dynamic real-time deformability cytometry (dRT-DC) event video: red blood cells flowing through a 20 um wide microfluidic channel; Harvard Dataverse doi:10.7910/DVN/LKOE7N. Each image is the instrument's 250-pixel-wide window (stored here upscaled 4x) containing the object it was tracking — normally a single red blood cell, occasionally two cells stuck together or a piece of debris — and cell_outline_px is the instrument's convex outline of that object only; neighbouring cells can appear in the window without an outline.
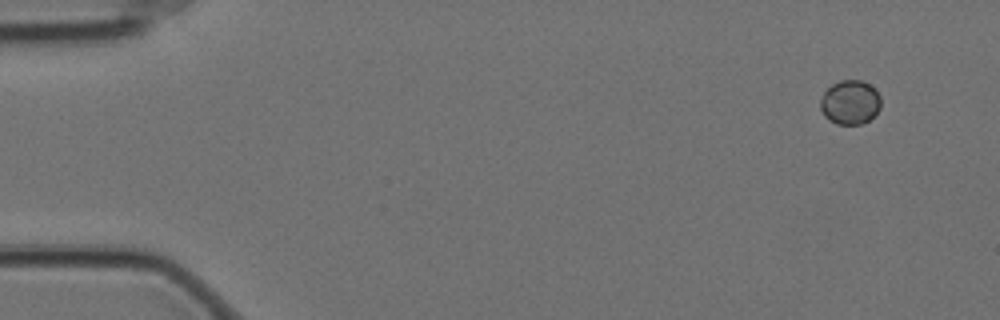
{"species": "Egyptian fruit bat (a non-hibernating species)", "species_latin": "Rousettus aegyptiacus", "temperature_condition": "cold", "stored_images_in_passage": 55, "camera_frame_rate_fps": 3000, "um_per_image_px": 0.085, "animal": {"sex": "female"}, "frame": {"image": 1, "passage_image": 1, "time_ms": 0.0, "image_size_px": [1000, 320], "cell_outline_px": [[880, 108], [864, 124], [836, 124], [828, 120], [824, 116], [820, 108], [820, 100], [824, 92], [832, 84], [840, 80], [860, 80], [868, 84], [880, 96]], "centroid_in_image_um": [72.22, 8.71], "position_along_channel_um": 12.8, "area_um2": 15.49}}
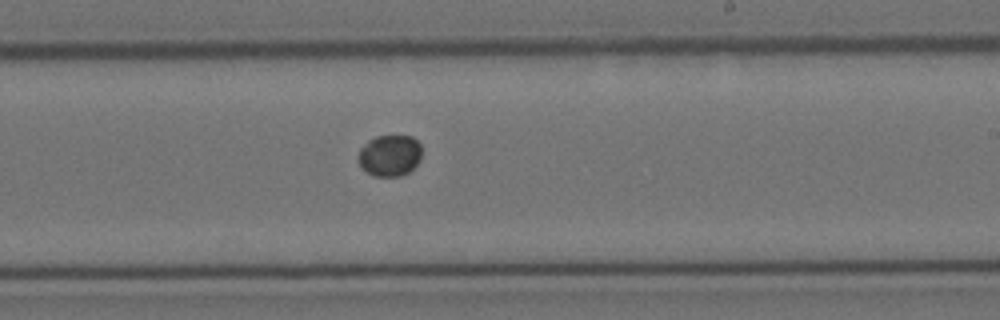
{"frame": {"image": 2, "passage_image": 32, "time_ms": 10.333, "image_size_px": [1000, 320], "cell_outline_px": [[420, 160], [408, 172], [400, 176], [376, 176], [368, 172], [360, 164], [360, 148], [368, 140], [376, 136], [412, 136], [420, 144]], "centroid_in_image_um": [33.15, 13.2], "position_along_channel_um": 255.9, "area_um2": 14.97}}
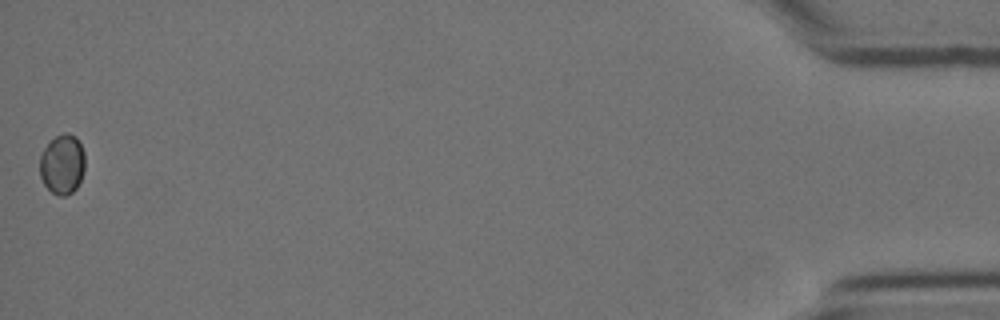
{"frame": {"image": 3, "passage_image": 55, "time_ms": 18.0, "image_size_px": [1000, 320], "cell_outline_px": [[84, 172], [76, 188], [72, 192], [64, 196], [60, 196], [52, 192], [44, 184], [40, 176], [40, 156], [44, 148], [56, 136], [64, 132], [68, 132], [76, 136], [84, 152]], "centroid_in_image_um": [5.3, 13.95], "position_along_channel_um": 429.9, "area_um2": 15.72}}